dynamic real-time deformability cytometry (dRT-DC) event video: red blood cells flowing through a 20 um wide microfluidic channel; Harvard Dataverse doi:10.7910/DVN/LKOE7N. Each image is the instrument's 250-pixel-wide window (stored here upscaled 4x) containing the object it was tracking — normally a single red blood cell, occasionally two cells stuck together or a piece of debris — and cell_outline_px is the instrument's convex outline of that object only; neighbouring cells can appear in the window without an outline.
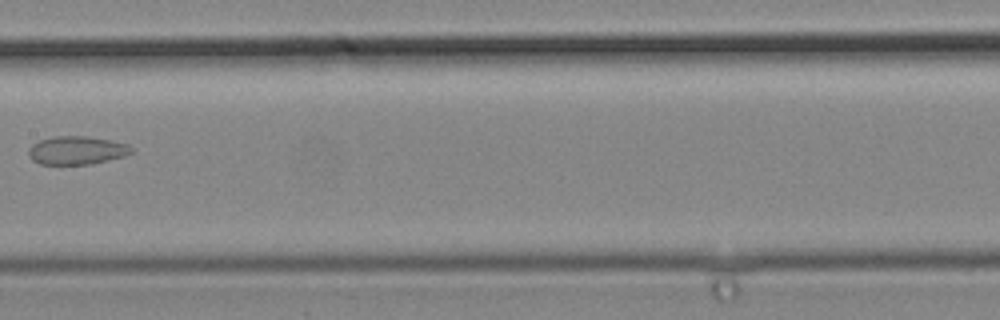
{"species": "common noctule bat (a hibernating species)", "species_latin": "Nyctalus noctula", "temperature_condition": "cold", "stored_images_in_passage": 5, "camera_frame_rate_fps": 3000, "um_per_image_px": 0.085, "animal": {"sex": "male", "body_mass_g": 19.2, "forearm_length_mm": 51.8}, "frame": {"image": 1, "passage_image": 5, "time_ms": 1.333, "image_size_px": [1000, 320], "cell_outline_px": [[136, 148], [132, 152], [124, 156], [92, 164], [40, 164], [32, 160], [28, 152], [28, 148], [32, 144], [40, 140], [52, 136], [88, 136], [128, 144]], "centroid_in_image_um": [6.53, 12.77], "position_along_channel_um": 200.9, "area_um2": 17.05}}